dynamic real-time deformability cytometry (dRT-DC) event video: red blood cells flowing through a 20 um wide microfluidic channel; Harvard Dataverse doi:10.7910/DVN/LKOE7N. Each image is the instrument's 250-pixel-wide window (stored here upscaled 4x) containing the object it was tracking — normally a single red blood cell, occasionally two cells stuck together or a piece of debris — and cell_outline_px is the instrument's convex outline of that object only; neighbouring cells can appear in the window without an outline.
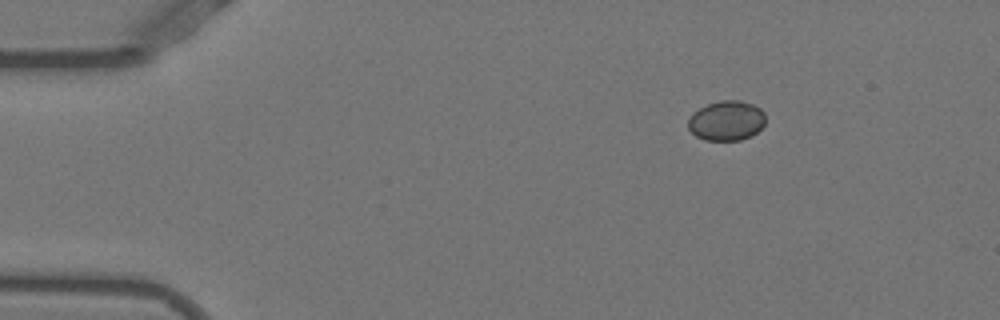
{"species": "Egyptian fruit bat (a non-hibernating species)", "species_latin": "Rousettus aegyptiacus", "temperature_condition": "warm", "stored_images_in_passage": 43, "camera_frame_rate_fps": 3000, "um_per_image_px": 0.085, "animal": {"sex": "female"}, "frame": {"image": 1, "passage_image": 1, "time_ms": 0.0, "image_size_px": [1000, 320], "cell_outline_px": [[764, 124], [752, 136], [740, 140], [704, 140], [696, 136], [688, 128], [688, 120], [692, 112], [708, 104], [720, 100], [740, 100], [752, 104], [760, 108], [764, 112]], "centroid_in_image_um": [61.74, 10.25], "position_along_channel_um": 23.3, "area_um2": 17.98}}
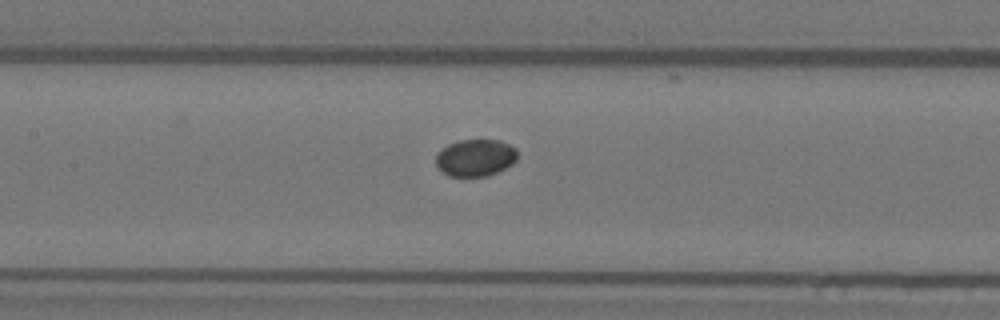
{"frame": {"image": 2, "passage_image": 18, "time_ms": 5.667, "image_size_px": [1000, 320], "cell_outline_px": [[516, 160], [512, 164], [488, 176], [448, 176], [436, 164], [436, 152], [448, 144], [460, 140], [500, 140], [516, 148]], "centroid_in_image_um": [40.39, 13.4], "position_along_channel_um": 167.0, "area_um2": 17.51}}
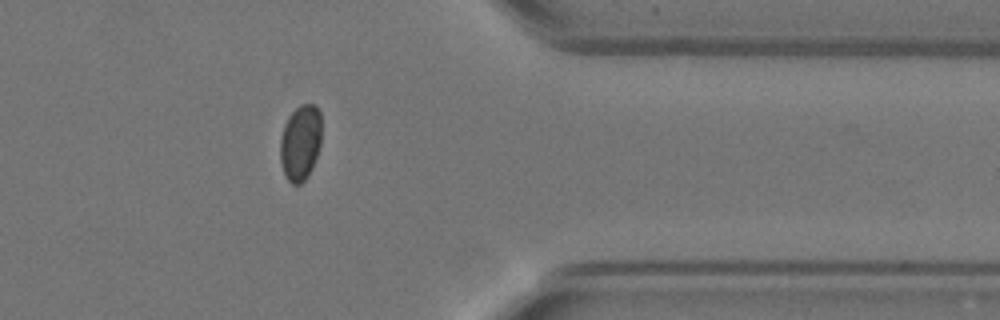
{"frame": {"image": 3, "passage_image": 36, "time_ms": 11.667, "image_size_px": [1000, 320], "cell_outline_px": [[320, 144], [312, 168], [308, 176], [300, 184], [292, 184], [284, 176], [280, 160], [280, 140], [284, 124], [288, 116], [300, 104], [316, 104], [320, 112]], "centroid_in_image_um": [25.52, 12.12], "position_along_channel_um": 385.9, "area_um2": 18.32}}